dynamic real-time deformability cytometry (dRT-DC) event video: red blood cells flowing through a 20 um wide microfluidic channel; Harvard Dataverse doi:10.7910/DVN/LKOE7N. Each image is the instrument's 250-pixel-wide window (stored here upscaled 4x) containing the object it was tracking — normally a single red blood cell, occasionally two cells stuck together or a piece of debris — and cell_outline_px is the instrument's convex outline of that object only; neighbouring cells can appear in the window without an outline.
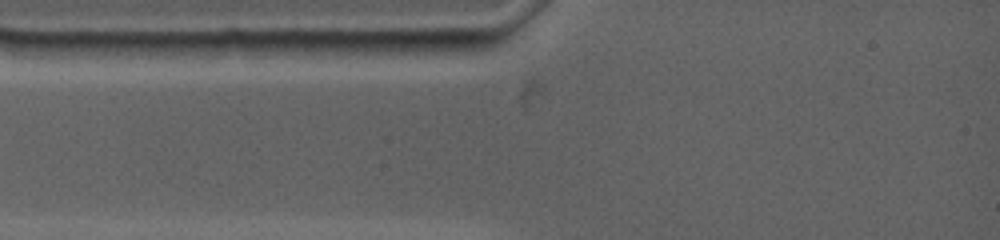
{"species": "common noctule bat (a hibernating species)", "species_latin": "Nyctalus noctula", "temperature_condition": "warm", "stored_images_in_passage": 2, "camera_frame_rate_fps": 4500, "um_per_image_px": 0.085, "animal": {"sex": "female", "body_mass_g": 19.0, "forearm_length_mm": 53.3}, "frame": {"image": 1, "passage_image": 1, "time_ms": 0.0, "image_size_px": [1000, 240], "cell_outline_px": [[500, 40], [496, 44], [488, 48], [416, 56], [376, 52], [364, 44], [368, 40]], "centroid_in_image_um": [36.3, 3.94], "position_along_channel_um": 48.7, "area_um2": 11.33}}